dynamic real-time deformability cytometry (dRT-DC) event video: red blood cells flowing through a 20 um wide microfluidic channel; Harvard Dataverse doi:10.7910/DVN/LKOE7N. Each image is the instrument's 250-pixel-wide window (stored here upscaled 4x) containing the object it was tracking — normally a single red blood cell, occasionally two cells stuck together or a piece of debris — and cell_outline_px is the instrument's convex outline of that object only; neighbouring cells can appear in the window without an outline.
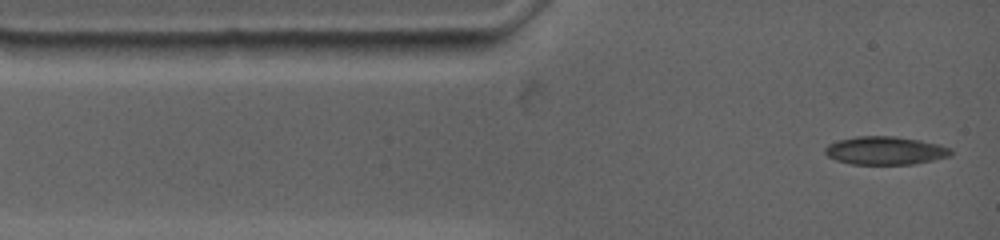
{"species": "common noctule bat (a hibernating species)", "species_latin": "Nyctalus noctula", "temperature_condition": "warm", "stored_images_in_passage": 72, "camera_frame_rate_fps": 4500, "um_per_image_px": 0.085, "animal": {"sex": "female", "body_mass_g": 19.0, "forearm_length_mm": 53.3}, "frame": {"image": 1, "passage_image": 1, "time_ms": 0.0, "image_size_px": [1000, 240], "cell_outline_px": [[952, 156], [912, 164], [852, 164], [836, 160], [828, 156], [824, 152], [824, 148], [828, 144], [840, 140], [856, 136], [892, 136], [920, 140], [940, 144], [952, 148]], "centroid_in_image_um": [75.27, 12.8], "position_along_channel_um": 9.7, "area_um2": 20.69}}
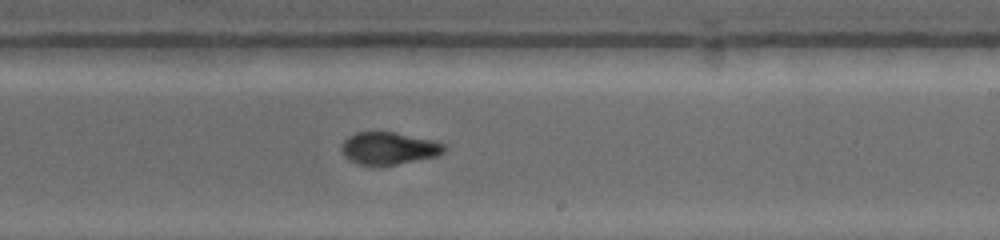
{"frame": {"image": 2, "passage_image": 31, "time_ms": 7.556, "image_size_px": [1000, 240], "cell_outline_px": [[448, 148], [440, 156], [396, 164], [356, 164], [348, 160], [344, 156], [340, 148], [344, 140], [348, 136], [356, 132], [396, 132], [436, 140], [448, 144]], "centroid_in_image_um": [33.11, 12.58], "position_along_channel_um": 255.9, "area_um2": 19.71}}
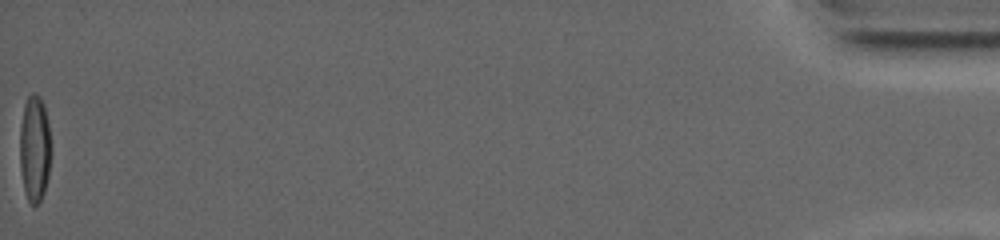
{"frame": {"image": 3, "passage_image": 72, "time_ms": 17.111, "image_size_px": [1000, 240], "cell_outline_px": [[48, 176], [40, 200], [36, 204], [32, 204], [28, 200], [24, 188], [20, 168], [20, 128], [24, 104], [28, 96], [32, 92], [40, 96], [44, 104], [48, 124]], "centroid_in_image_um": [2.9, 12.56], "position_along_channel_um": 432.3, "area_um2": 18.61}, "authors_computed_cell_mechanics": {"area_um2": 20.0277, "velocity_mm_per_s": 3.7103, "shape_relaxation_time_tau1_ms": null, "shape_relaxation_time_tau2_ms": 1.7617, "deformation_change_tau1": null, "deformation_change_tau2": 0.0571}}